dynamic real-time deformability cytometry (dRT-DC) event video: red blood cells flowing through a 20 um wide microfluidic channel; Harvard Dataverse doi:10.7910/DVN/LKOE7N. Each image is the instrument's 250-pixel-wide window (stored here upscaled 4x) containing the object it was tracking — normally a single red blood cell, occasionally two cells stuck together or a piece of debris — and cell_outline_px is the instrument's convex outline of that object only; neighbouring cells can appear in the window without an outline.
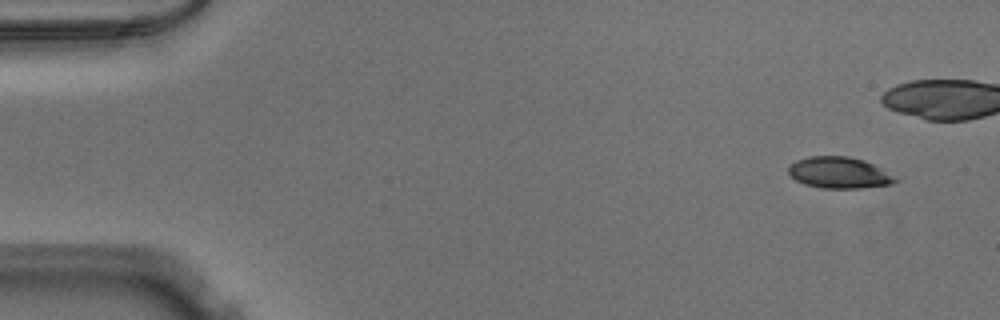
{"species": "Egyptian fruit bat (a non-hibernating species)", "species_latin": "Rousettus aegyptiacus", "temperature_condition": "warm", "stored_images_in_passage": 40, "camera_frame_rate_fps": 3000, "um_per_image_px": 0.085, "animal": {"sex": "male"}, "frame": {"image": 1, "passage_image": 1, "time_ms": 0.0, "image_size_px": [1000, 320], "cell_outline_px": [[900, 180], [892, 184], [860, 188], [824, 188], [804, 184], [796, 180], [788, 172], [788, 168], [796, 160], [808, 156], [848, 156], [864, 160], [880, 168]], "centroid_in_image_um": [71.32, 14.68], "position_along_channel_um": 13.7, "area_um2": 19.36}}
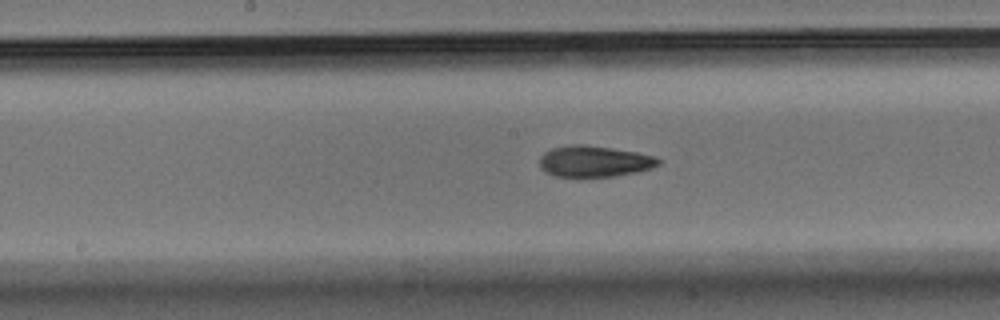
{"frame": {"image": 2, "passage_image": 24, "time_ms": 7.667, "image_size_px": [1000, 320], "cell_outline_px": [[660, 164], [652, 168], [636, 172], [612, 176], [580, 180], [556, 176], [544, 172], [540, 168], [540, 156], [544, 152], [552, 148], [572, 144], [584, 144], [612, 148], [636, 152], [652, 156], [660, 160]], "centroid_in_image_um": [50.44, 13.75], "position_along_channel_um": 197.8, "area_um2": 22.25}}
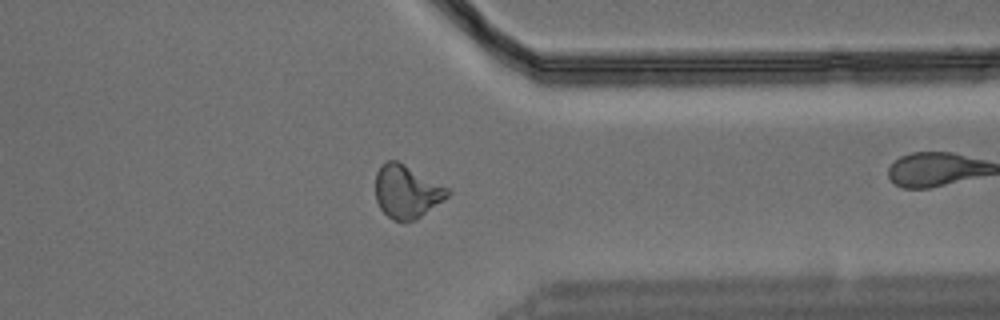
{"frame": {"image": 3, "passage_image": 38, "time_ms": 12.333, "image_size_px": [1000, 320], "cell_outline_px": [[452, 192], [448, 196], [420, 216], [412, 220], [392, 220], [380, 208], [376, 200], [376, 172], [380, 164], [388, 160], [396, 160], [404, 164], [448, 188]], "centroid_in_image_um": [34.54, 16.26], "position_along_channel_um": 376.9, "area_um2": 21.85}}